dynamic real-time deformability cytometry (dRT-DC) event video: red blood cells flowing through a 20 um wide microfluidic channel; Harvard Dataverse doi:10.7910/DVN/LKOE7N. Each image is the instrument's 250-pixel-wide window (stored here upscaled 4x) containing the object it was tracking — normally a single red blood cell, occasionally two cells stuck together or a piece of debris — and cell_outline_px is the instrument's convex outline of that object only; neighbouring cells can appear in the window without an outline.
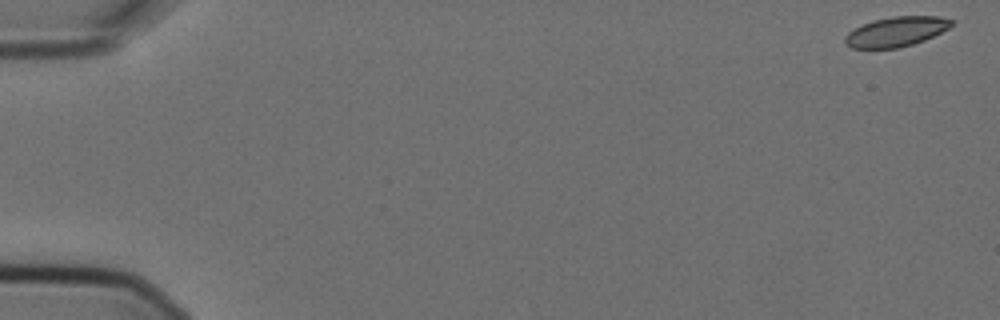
{"species": "Egyptian fruit bat (a non-hibernating species)", "species_latin": "Rousettus aegyptiacus", "temperature_condition": "cold", "stored_images_in_passage": 8, "camera_frame_rate_fps": 3000, "um_per_image_px": 0.085, "animal": {"sex": "female"}, "frame": {"image": 1, "passage_image": 1, "time_ms": 0.0, "image_size_px": [1000, 320], "cell_outline_px": [[952, 24], [948, 28], [924, 40], [912, 44], [896, 48], [852, 48], [844, 44], [844, 36], [848, 32], [872, 20], [892, 16], [940, 16], [952, 20]], "centroid_in_image_um": [76.13, 2.69], "position_along_channel_um": 8.9, "area_um2": 18.32}}
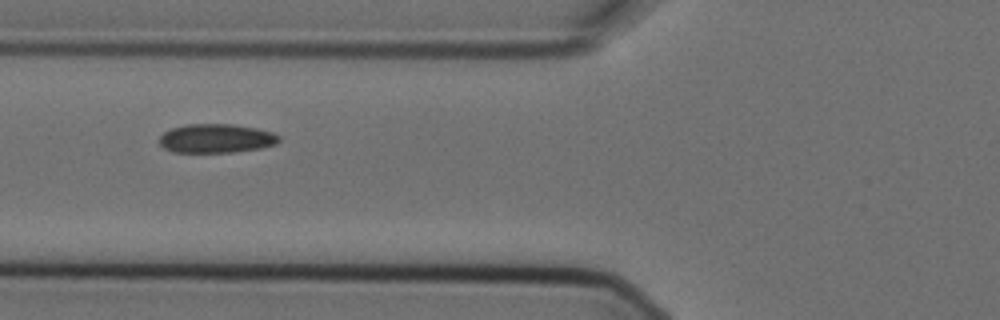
{"frame": {"image": 2, "passage_image": 7, "time_ms": 2.0, "image_size_px": [1000, 320], "cell_outline_px": [[280, 140], [276, 144], [260, 148], [232, 152], [172, 152], [164, 148], [160, 144], [160, 136], [164, 132], [172, 128], [188, 124], [232, 124], [256, 128], [272, 132], [280, 136]], "centroid_in_image_um": [18.38, 11.76], "position_along_channel_um": 107.4, "area_um2": 20.11}}
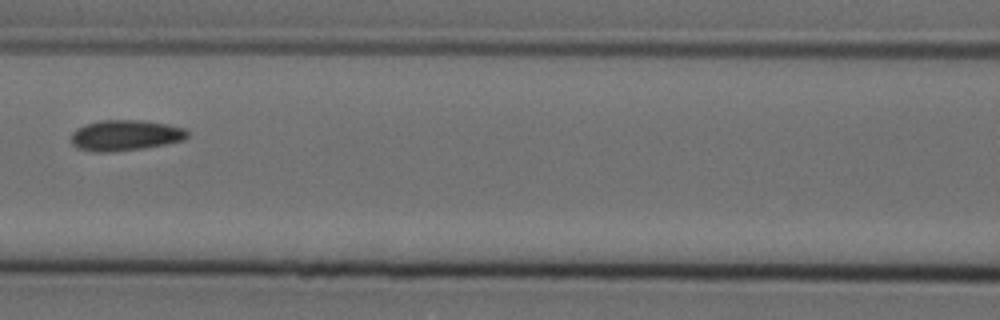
{"frame": {"image": 3, "passage_image": 8, "time_ms": 2.333, "image_size_px": [1000, 320], "cell_outline_px": [[188, 136], [184, 140], [144, 148], [112, 152], [92, 152], [76, 148], [72, 144], [72, 132], [76, 128], [84, 124], [100, 120], [144, 120], [168, 124], [184, 128], [188, 132]], "centroid_in_image_um": [10.62, 11.5], "position_along_channel_um": 156.0, "area_um2": 21.04}}